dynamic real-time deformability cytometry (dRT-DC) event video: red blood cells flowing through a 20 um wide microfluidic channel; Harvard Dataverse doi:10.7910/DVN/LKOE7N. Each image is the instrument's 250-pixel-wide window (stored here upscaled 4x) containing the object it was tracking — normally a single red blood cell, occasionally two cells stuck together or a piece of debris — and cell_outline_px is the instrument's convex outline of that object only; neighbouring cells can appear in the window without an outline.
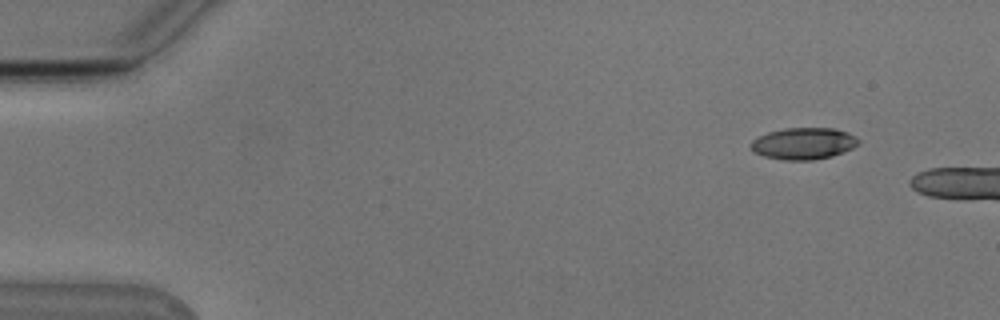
{"species": "Egyptian fruit bat (a non-hibernating species)", "species_latin": "Rousettus aegyptiacus", "temperature_condition": "cold", "stored_images_in_passage": 9, "camera_frame_rate_fps": 3000, "um_per_image_px": 0.085, "animal": {"sex": "male"}, "frame": {"image": 1, "passage_image": 1, "time_ms": 0.0, "image_size_px": [1000, 320], "cell_outline_px": [[860, 144], [852, 148], [832, 156], [812, 160], [784, 160], [764, 156], [756, 152], [748, 144], [752, 140], [768, 132], [784, 128], [836, 128], [848, 132], [860, 140]], "centroid_in_image_um": [68.32, 12.19], "position_along_channel_um": 16.7, "area_um2": 19.88}}